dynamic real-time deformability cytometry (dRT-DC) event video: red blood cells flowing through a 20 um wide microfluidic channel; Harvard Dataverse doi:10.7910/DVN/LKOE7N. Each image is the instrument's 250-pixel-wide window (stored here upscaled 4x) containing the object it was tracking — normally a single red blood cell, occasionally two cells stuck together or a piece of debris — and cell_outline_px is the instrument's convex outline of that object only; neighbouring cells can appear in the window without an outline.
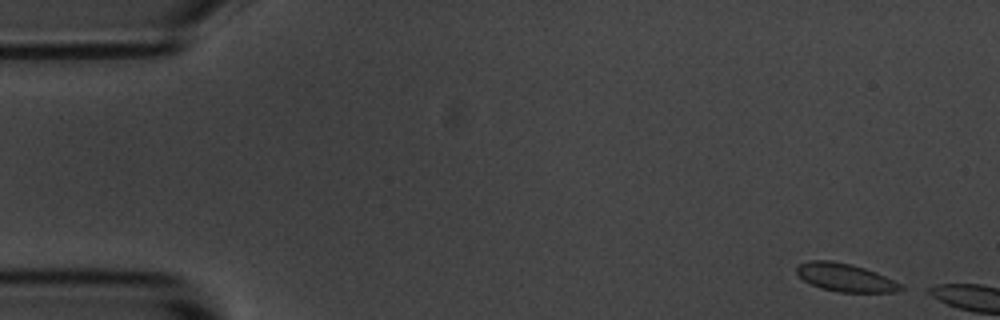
{"species": "common noctule bat (a hibernating species)", "species_latin": "Nyctalus noctula", "temperature_condition": "room temperature", "stored_images_in_passage": 2, "camera_frame_rate_fps": 3000, "um_per_image_px": 0.085, "animal": {"sex": "male", "body_mass_g": 20.1, "forearm_length_mm": 53.5}, "frame": {"image": 1, "passage_image": 1, "time_ms": 0.0, "image_size_px": [1000, 320], "cell_outline_px": [[904, 288], [892, 292], [840, 292], [820, 288], [804, 280], [796, 272], [796, 268], [800, 264], [812, 260], [832, 260], [852, 264], [876, 272], [900, 284]], "centroid_in_image_um": [71.82, 23.58], "position_along_channel_um": 13.2, "area_um2": 16.76}}